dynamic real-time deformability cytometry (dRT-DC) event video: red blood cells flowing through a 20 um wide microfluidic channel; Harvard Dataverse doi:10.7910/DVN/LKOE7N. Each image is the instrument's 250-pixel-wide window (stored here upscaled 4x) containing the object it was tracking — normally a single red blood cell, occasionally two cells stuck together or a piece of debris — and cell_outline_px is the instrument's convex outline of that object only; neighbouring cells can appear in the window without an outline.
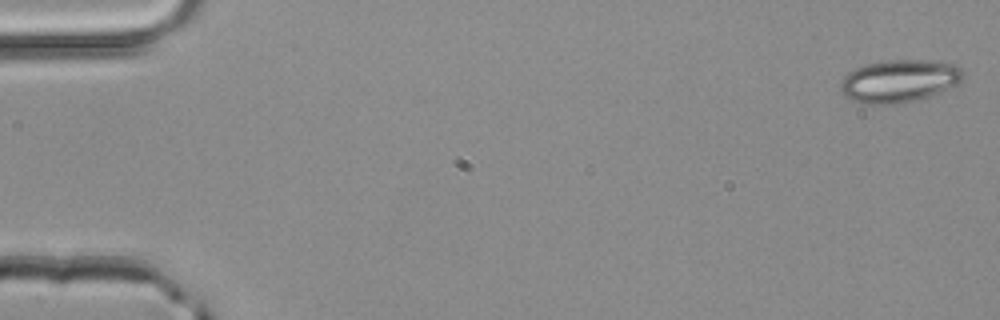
{"species": "common noctule bat (a hibernating species)", "species_latin": "Nyctalus noctula", "temperature_condition": "room temperature", "stored_images_in_passage": 5, "segment_of_instrument_passage": [1, 2], "camera_frame_rate_fps": 3000, "um_per_image_px": 0.085, "animal": {"sex": "male", "body_mass_g": 20.4}, "frame": {"image": 1, "passage_image": 1, "time_ms": 0.0, "image_size_px": [1000, 320], "cell_outline_px": [[964, 76], [960, 80], [920, 100], [896, 104], [864, 104], [852, 100], [840, 88], [840, 80], [848, 72], [864, 64], [880, 60], [928, 60], [956, 64], [964, 72]], "centroid_in_image_um": [76.38, 6.87], "position_along_channel_um": 8.6, "area_um2": 30.29}}
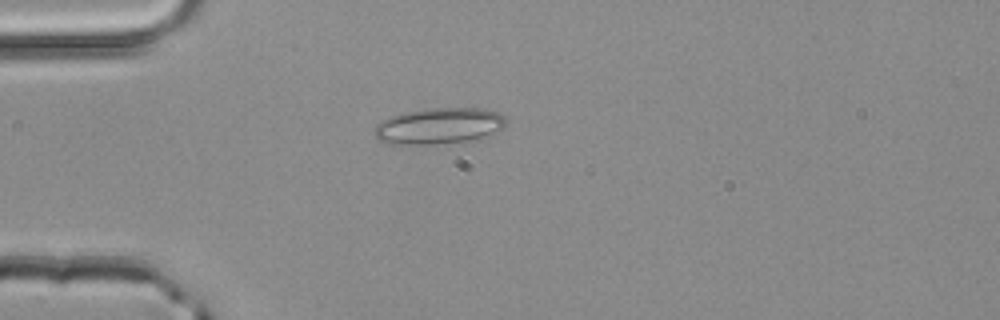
{"frame": {"image": 2, "passage_image": 4, "time_ms": 1.0, "image_size_px": [1000, 320], "cell_outline_px": [[504, 128], [480, 140], [436, 144], [392, 144], [380, 140], [376, 136], [376, 124], [392, 116], [404, 112], [432, 108], [480, 108], [496, 112], [504, 116]], "centroid_in_image_um": [37.37, 10.72], "position_along_channel_um": 47.6, "area_um2": 27.69}}